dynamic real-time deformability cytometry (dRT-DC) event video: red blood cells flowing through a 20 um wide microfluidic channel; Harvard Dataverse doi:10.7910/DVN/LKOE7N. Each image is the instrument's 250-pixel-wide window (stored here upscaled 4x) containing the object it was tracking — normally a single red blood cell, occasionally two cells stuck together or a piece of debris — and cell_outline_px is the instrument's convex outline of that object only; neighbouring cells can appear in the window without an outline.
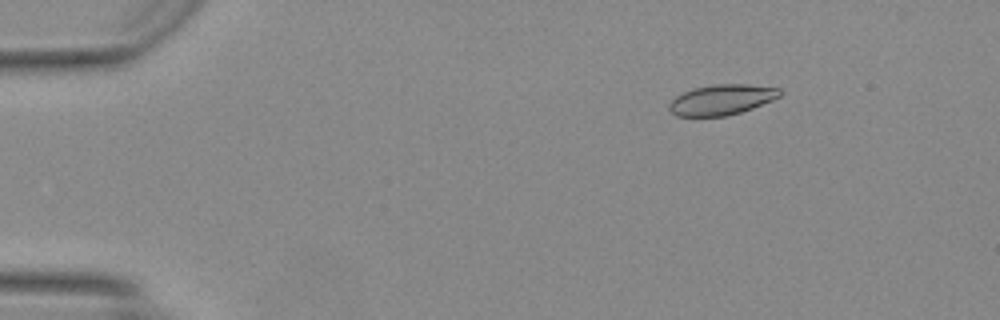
{"species": "Egyptian fruit bat (a non-hibernating species)", "species_latin": "Rousettus aegyptiacus", "temperature_condition": "warm", "stored_images_in_passage": 44, "camera_frame_rate_fps": 3000, "um_per_image_px": 0.085, "animal": {"sex": "female"}, "frame": {"image": 1, "passage_image": 2, "time_ms": 0.333, "image_size_px": [1000, 320], "cell_outline_px": [[780, 96], [772, 100], [752, 108], [740, 112], [724, 116], [676, 116], [668, 108], [668, 104], [676, 96], [692, 88], [716, 84], [748, 84], [780, 88]], "centroid_in_image_um": [61.32, 8.47], "position_along_channel_um": 23.7, "area_um2": 19.48}}
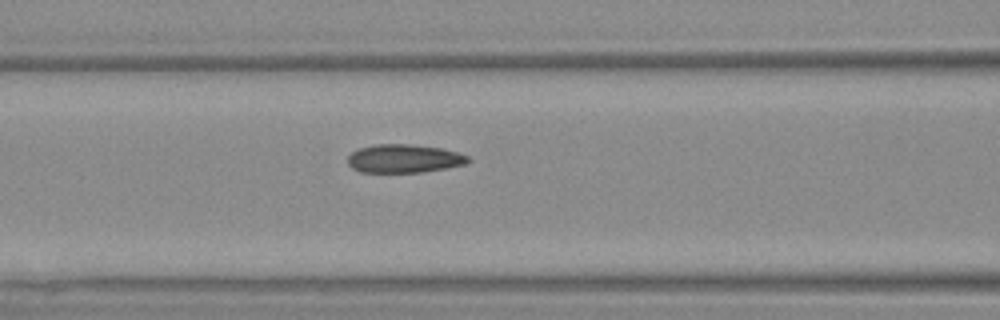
{"frame": {"image": 2, "passage_image": 16, "time_ms": 5.0, "image_size_px": [1000, 320], "cell_outline_px": [[472, 160], [464, 164], [444, 168], [420, 172], [360, 172], [352, 168], [348, 164], [348, 156], [352, 152], [360, 148], [376, 144], [412, 144], [440, 148], [456, 152], [468, 156]], "centroid_in_image_um": [34.32, 13.47], "position_along_channel_um": 132.3, "area_um2": 19.77}}
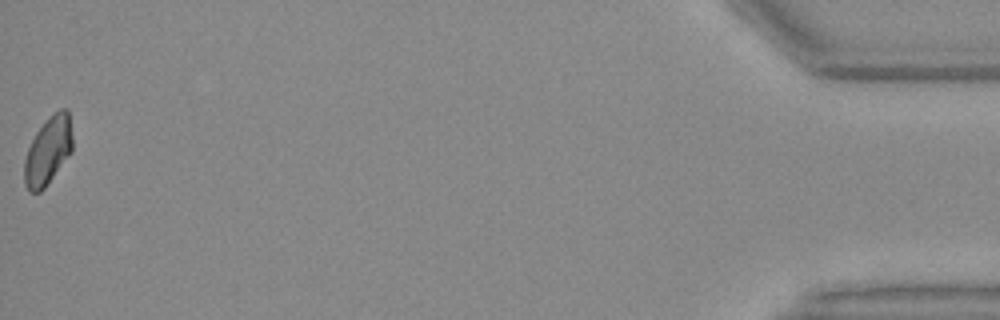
{"frame": {"image": 3, "passage_image": 44, "time_ms": 14.333, "image_size_px": [1000, 320], "cell_outline_px": [[72, 152], [44, 188], [40, 192], [28, 192], [24, 184], [24, 160], [28, 148], [36, 132], [60, 108], [68, 108], [72, 136]], "centroid_in_image_um": [4.08, 12.85], "position_along_channel_um": 431.1, "area_um2": 18.84}, "authors_computed_cell_mechanics": {"area_um2": 19.9988, "velocity_mm_per_s": 4.22, "shape_relaxation_time_tau1_ms": null, "shape_relaxation_time_tau2_ms": 2.0067, "deformation_change_tau1": null, "deformation_change_tau2": 0.0505}}